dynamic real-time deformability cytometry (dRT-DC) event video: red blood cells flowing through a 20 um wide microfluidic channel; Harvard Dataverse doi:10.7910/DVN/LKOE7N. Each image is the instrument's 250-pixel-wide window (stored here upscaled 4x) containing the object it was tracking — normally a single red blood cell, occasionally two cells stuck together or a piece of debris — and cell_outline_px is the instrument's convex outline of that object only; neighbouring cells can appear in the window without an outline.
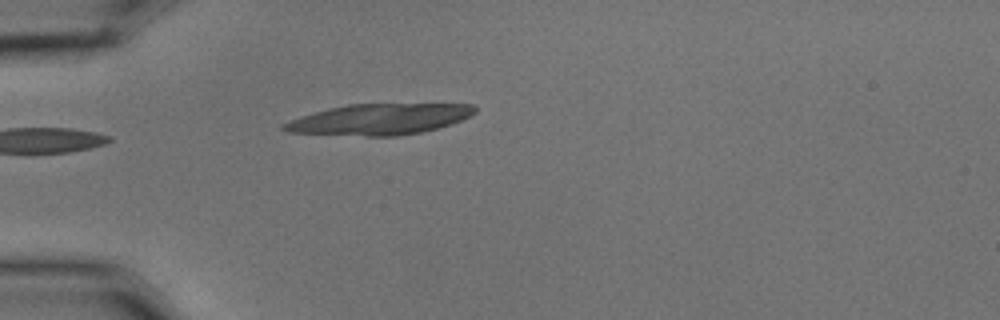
{"species": "common noctule bat (a hibernating species)", "species_latin": "Nyctalus noctula", "temperature_condition": "cold", "stored_images_in_passage": 5, "camera_frame_rate_fps": 3000, "um_per_image_px": 0.085, "animal": {"sex": "male", "body_mass_g": 15.6}, "frame": {"image": 1, "passage_image": 5, "time_ms": 1.333, "image_size_px": [1000, 320], "cell_outline_px": [[476, 112], [452, 124], [420, 132], [396, 136], [364, 136], [288, 132], [280, 128], [280, 124], [328, 108], [348, 104], [472, 104], [476, 108]], "centroid_in_image_um": [32.24, 10.14], "position_along_channel_um": 52.8, "area_um2": 34.04}}